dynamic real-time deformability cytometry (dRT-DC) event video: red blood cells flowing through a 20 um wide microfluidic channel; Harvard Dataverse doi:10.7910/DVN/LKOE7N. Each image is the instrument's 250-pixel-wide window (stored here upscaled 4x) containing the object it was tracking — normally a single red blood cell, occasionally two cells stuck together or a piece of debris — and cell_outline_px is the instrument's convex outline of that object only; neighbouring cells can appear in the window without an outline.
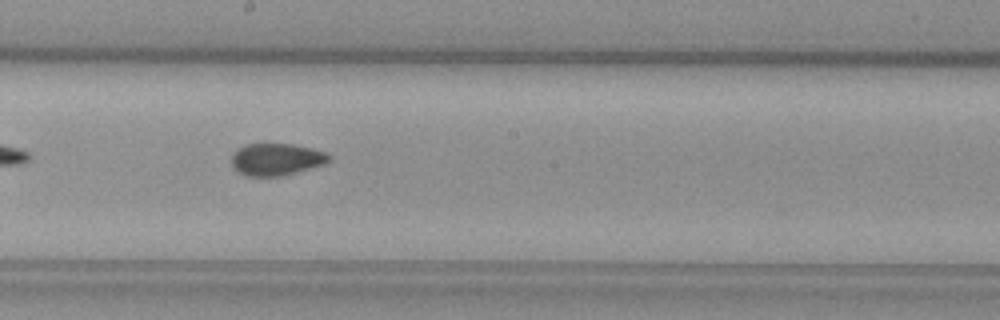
{"species": "common noctule bat (a hibernating species)", "species_latin": "Nyctalus noctula", "temperature_condition": "warm", "stored_images_in_passage": 25, "camera_frame_rate_fps": 3000, "um_per_image_px": 0.085, "animal": {"sex": "female", "body_mass_g": 29.2, "forearm_length_mm": 56.3}, "frame": {"image": 1, "passage_image": 15, "time_ms": 4.667, "image_size_px": [1000, 320], "cell_outline_px": [[328, 160], [324, 164], [284, 176], [244, 176], [236, 172], [232, 168], [232, 152], [236, 148], [244, 144], [292, 144], [312, 148], [324, 152], [328, 156]], "centroid_in_image_um": [23.4, 13.55], "position_along_channel_um": 224.8, "area_um2": 18.38}}